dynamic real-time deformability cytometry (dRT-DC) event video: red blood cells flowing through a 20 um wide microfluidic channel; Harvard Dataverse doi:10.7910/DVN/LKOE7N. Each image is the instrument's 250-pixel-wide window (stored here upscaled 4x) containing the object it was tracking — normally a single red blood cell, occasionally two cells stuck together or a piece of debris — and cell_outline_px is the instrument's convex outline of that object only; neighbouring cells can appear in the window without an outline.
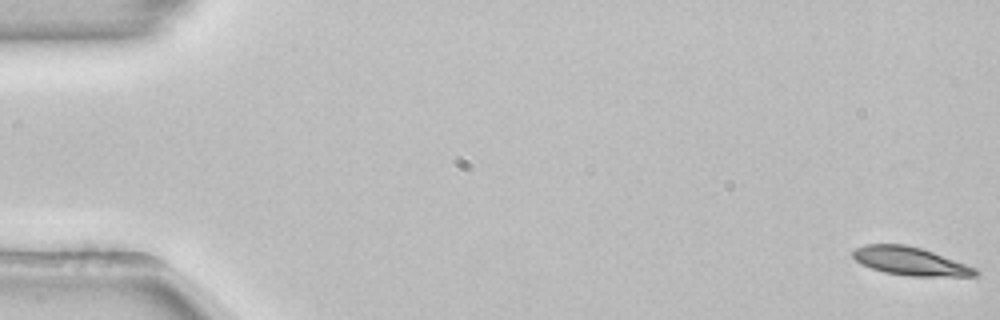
{"species": "common noctule bat (a hibernating species)", "species_latin": "Nyctalus noctula", "temperature_condition": "room temperature", "stored_images_in_passage": 54, "camera_frame_rate_fps": 3000, "um_per_image_px": 0.085, "animal": {"sex": "female", "body_mass_g": 22.7, "forearm_length_mm": 54.2}, "frame": {"image": 1, "passage_image": 1, "time_ms": 0.0, "image_size_px": [1000, 320], "cell_outline_px": [[980, 272], [976, 276], [908, 276], [884, 272], [872, 268], [856, 260], [852, 256], [852, 252], [856, 248], [864, 244], [904, 244], [920, 248], [932, 252], [976, 268]], "centroid_in_image_um": [77.36, 22.2], "position_along_channel_um": 7.6, "area_um2": 19.88}}
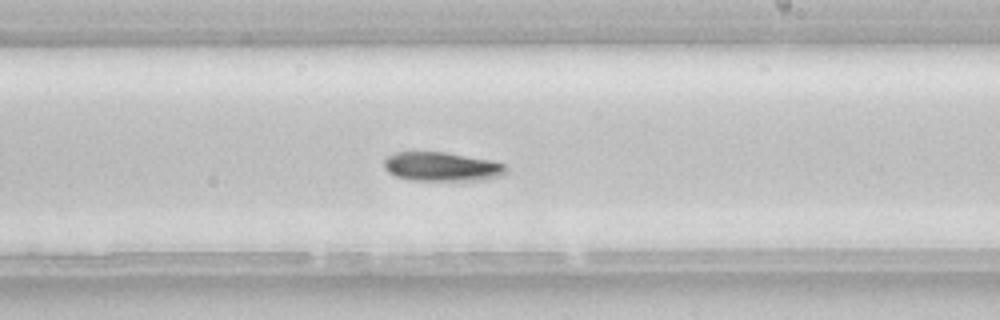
{"frame": {"image": 2, "passage_image": 32, "time_ms": 10.333, "image_size_px": [1000, 320], "cell_outline_px": [[508, 168], [500, 176], [484, 180], [412, 180], [396, 176], [388, 172], [384, 168], [384, 160], [388, 156], [396, 152], [444, 152], [492, 160], [504, 164]], "centroid_in_image_um": [37.55, 14.16], "position_along_channel_um": 251.4, "area_um2": 20.58}}
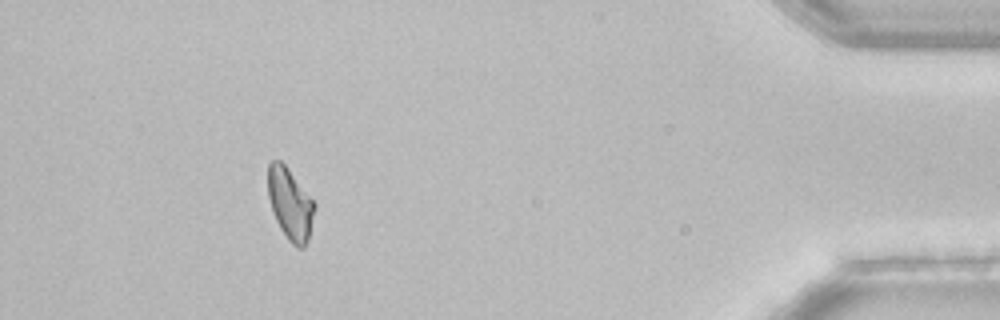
{"frame": {"image": 3, "passage_image": 49, "time_ms": 16.0, "image_size_px": [1000, 320], "cell_outline_px": [[316, 208], [308, 240], [304, 248], [296, 248], [288, 240], [280, 228], [272, 212], [268, 196], [268, 164], [272, 160], [280, 160], [288, 168], [316, 204]], "centroid_in_image_um": [24.67, 17.35], "position_along_channel_um": 410.5, "area_um2": 19.54}, "authors_computed_cell_mechanics": {"area_um2": 20.4034, "velocity_mm_per_s": 3.8651, "shape_relaxation_time_tau1_ms": 4.3273, "shape_relaxation_time_tau2_ms": null, "deformation_change_tau1": 0.1188, "deformation_change_tau2": null}}